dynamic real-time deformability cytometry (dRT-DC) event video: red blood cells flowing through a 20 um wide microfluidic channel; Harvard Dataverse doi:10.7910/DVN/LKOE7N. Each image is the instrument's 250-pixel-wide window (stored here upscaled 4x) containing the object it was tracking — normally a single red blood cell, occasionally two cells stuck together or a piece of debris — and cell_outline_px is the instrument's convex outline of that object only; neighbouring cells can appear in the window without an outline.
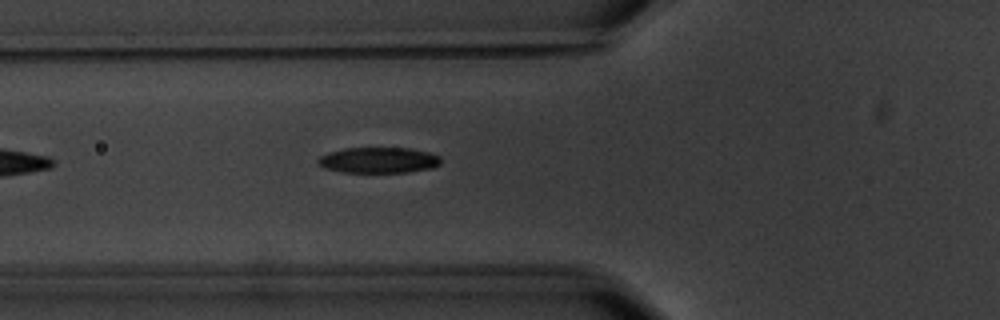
{"species": "common noctule bat (a hibernating species)", "species_latin": "Nyctalus noctula", "temperature_condition": "warm", "stored_images_in_passage": 3, "camera_frame_rate_fps": 3000, "um_per_image_px": 0.085, "animal": {"sex": "male", "body_mass_g": 20.1, "forearm_length_mm": 53.5}, "frame": {"image": 1, "passage_image": 3, "time_ms": 2.333, "image_size_px": [1000, 320], "cell_outline_px": [[440, 164], [432, 168], [408, 172], [340, 172], [324, 168], [316, 160], [320, 156], [328, 152], [344, 148], [412, 148], [428, 152], [440, 156]], "centroid_in_image_um": [32.17, 13.61], "position_along_channel_um": 93.6, "area_um2": 18.5}}